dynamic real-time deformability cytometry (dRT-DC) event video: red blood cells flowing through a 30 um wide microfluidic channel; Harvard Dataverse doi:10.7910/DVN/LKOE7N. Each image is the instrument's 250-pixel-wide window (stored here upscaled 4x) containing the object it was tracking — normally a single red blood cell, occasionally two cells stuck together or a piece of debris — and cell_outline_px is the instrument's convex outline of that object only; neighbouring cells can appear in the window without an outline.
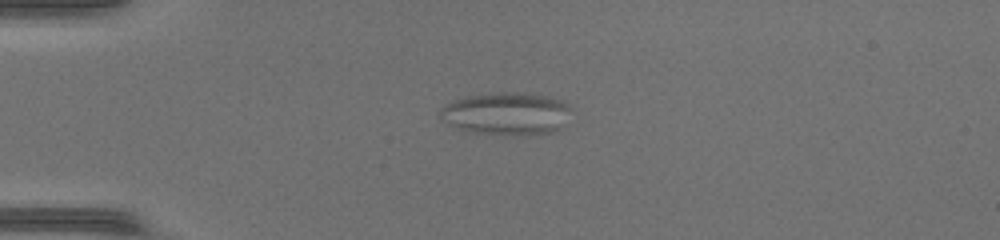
{"species": "common noctule bat (a hibernating species)", "species_latin": "Nyctalus noctula", "temperature_condition": "warm", "stored_images_in_passage": 37, "camera_frame_rate_fps": 3000, "um_per_image_px": 0.085, "animal": {"sex": "female", "body_mass_g": 17.0, "forearm_length_mm": 48.0}, "frame": {"image": 1, "passage_image": 1, "time_ms": 0.0, "image_size_px": [1000, 240], "cell_outline_px": [[568, 108], [556, 128], [552, 132], [472, 132], [460, 128], [444, 120], [440, 116], [440, 108], [456, 100], [468, 96], [492, 92], [516, 92], [548, 96], [560, 100], [568, 104]], "centroid_in_image_um": [42.95, 9.58], "position_along_channel_um": 42.0, "area_um2": 30.4}}
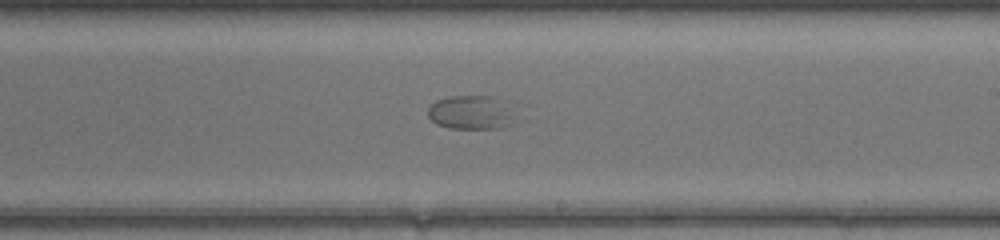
{"frame": {"image": 2, "passage_image": 18, "time_ms": 5.667, "image_size_px": [1000, 240], "cell_outline_px": [[512, 124], [500, 128], [448, 128], [436, 124], [428, 116], [428, 108], [436, 100], [448, 96], [492, 96], [512, 116]], "centroid_in_image_um": [39.89, 9.58], "position_along_channel_um": 249.1, "area_um2": 16.53}}
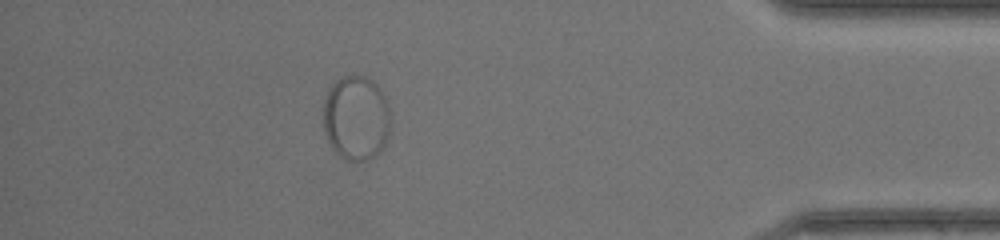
{"frame": {"image": 3, "passage_image": 32, "time_ms": 10.333, "image_size_px": [1000, 240], "cell_outline_px": [[388, 136], [380, 152], [376, 156], [368, 160], [348, 160], [340, 156], [328, 144], [324, 132], [324, 100], [328, 88], [340, 76], [364, 76], [372, 80], [380, 88], [388, 104]], "centroid_in_image_um": [30.24, 10.02], "position_along_channel_um": 405.0, "area_um2": 33.23}}